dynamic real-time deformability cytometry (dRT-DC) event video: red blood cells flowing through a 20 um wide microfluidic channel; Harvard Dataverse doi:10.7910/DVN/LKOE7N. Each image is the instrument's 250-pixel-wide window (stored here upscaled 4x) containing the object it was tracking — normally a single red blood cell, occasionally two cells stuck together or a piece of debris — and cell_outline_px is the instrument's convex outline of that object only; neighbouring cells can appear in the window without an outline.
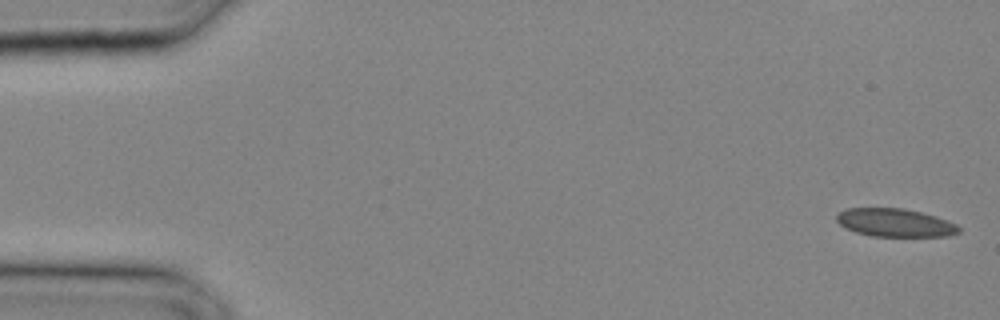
{"species": "common noctule bat (a hibernating species)", "species_latin": "Nyctalus noctula", "temperature_condition": "cold", "stored_images_in_passage": 2, "camera_frame_rate_fps": 3000, "um_per_image_px": 0.085, "animal": {"sex": "male", "body_mass_g": 20.4}, "frame": {"image": 1, "passage_image": 1, "time_ms": 0.0, "image_size_px": [1000, 320], "cell_outline_px": [[960, 232], [948, 236], [872, 236], [856, 232], [840, 224], [836, 220], [836, 216], [840, 212], [848, 208], [904, 208], [936, 216], [948, 220], [956, 224], [960, 228]], "centroid_in_image_um": [76.11, 18.93], "position_along_channel_um": 8.9, "area_um2": 19.94}}